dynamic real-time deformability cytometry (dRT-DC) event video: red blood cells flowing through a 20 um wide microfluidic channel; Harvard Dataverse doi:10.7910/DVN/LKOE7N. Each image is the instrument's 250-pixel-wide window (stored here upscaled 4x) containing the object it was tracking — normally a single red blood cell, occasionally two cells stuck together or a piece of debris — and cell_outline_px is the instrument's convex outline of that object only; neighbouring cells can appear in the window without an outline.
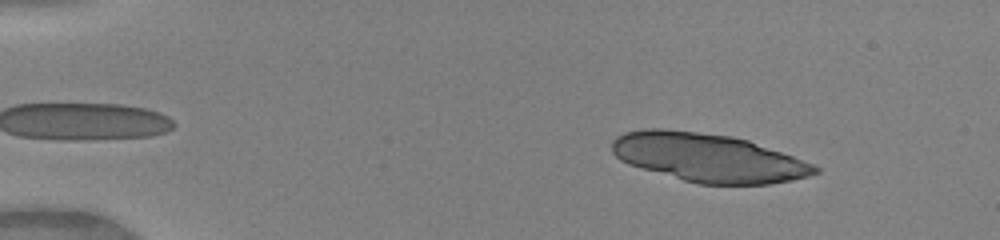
{"species": "human", "species_latin": "Homo sapiens", "temperature_condition": "warm", "stored_images_in_passage": 18, "camera_frame_rate_fps": 3000, "um_per_image_px": 0.085, "donor": {"sex": "female"}, "frame": {"image": 1, "passage_image": 6, "time_ms": 1.667, "image_size_px": [1000, 240], "cell_outline_px": [[820, 172], [808, 176], [792, 180], [768, 184], [700, 184], [684, 180], [628, 164], [620, 160], [612, 152], [612, 140], [616, 136], [624, 132], [644, 128], [664, 128], [732, 136], [748, 140], [792, 156], [812, 164], [820, 168]], "centroid_in_image_um": [60.16, 13.39], "position_along_channel_um": 24.8, "area_um2": 57.05}}